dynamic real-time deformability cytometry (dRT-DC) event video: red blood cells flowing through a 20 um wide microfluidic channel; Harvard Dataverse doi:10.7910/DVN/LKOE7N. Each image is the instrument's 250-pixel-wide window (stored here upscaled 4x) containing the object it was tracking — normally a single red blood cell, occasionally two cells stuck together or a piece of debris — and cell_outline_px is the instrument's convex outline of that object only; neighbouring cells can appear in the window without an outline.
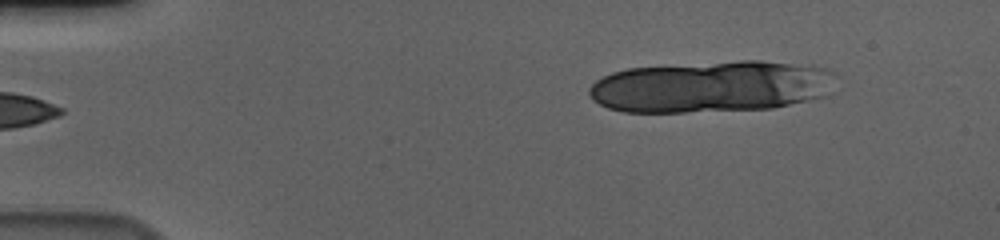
{"species": "human", "species_latin": "Homo sapiens", "temperature_condition": "cold", "stored_images_in_passage": 12, "segment_of_instrument_passage": [1, 2], "camera_frame_rate_fps": 3000, "um_per_image_px": 0.085, "donor": {"sex": "male"}, "frame": {"image": 1, "passage_image": 1, "time_ms": 0.0, "image_size_px": [1000, 240], "cell_outline_px": [[792, 100], [780, 104], [752, 108], [668, 112], [640, 112], [616, 108], [604, 104], [592, 92], [592, 88], [600, 80], [608, 76], [620, 72], [640, 68], [724, 64], [772, 64]], "centroid_in_image_um": [58.91, 7.5], "position_along_channel_um": 26.1, "area_um2": 56.47}}